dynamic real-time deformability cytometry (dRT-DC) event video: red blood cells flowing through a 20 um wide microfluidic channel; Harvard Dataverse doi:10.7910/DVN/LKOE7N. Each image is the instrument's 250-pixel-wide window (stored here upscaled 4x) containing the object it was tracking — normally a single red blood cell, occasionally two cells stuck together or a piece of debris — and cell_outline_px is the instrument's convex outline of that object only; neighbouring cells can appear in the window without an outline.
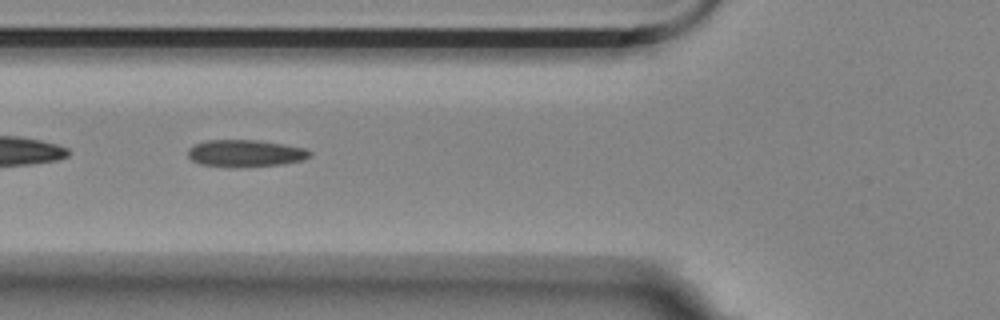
{"species": "Egyptian fruit bat (a non-hibernating species)", "species_latin": "Rousettus aegyptiacus", "temperature_condition": "room temperature", "stored_images_in_passage": 37, "camera_frame_rate_fps": 3000, "um_per_image_px": 0.085, "animal": {"sex": "female"}, "frame": {"image": 1, "passage_image": 5, "time_ms": 1.333, "image_size_px": [1000, 320], "cell_outline_px": [[312, 156], [304, 160], [284, 164], [244, 168], [236, 168], [200, 164], [192, 160], [188, 156], [188, 148], [196, 144], [208, 140], [256, 140], [304, 148], [312, 152]], "centroid_in_image_um": [20.87, 13.05], "position_along_channel_um": 104.9, "area_um2": 19.42}}
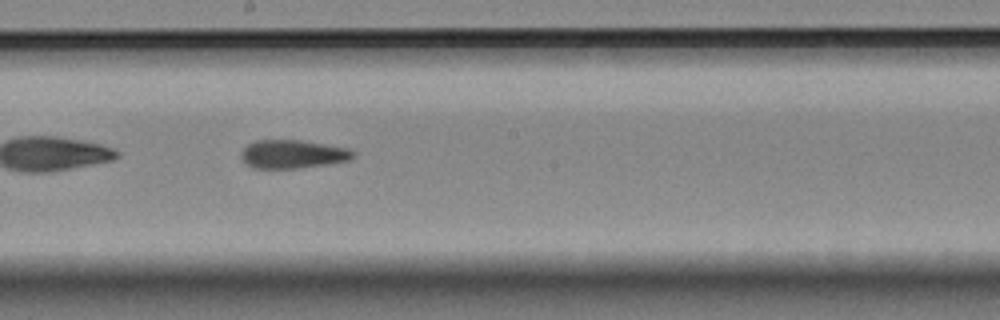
{"frame": {"image": 2, "passage_image": 15, "time_ms": 4.667, "image_size_px": [1000, 320], "cell_outline_px": [[356, 152], [348, 160], [300, 168], [252, 168], [244, 164], [240, 156], [240, 152], [248, 144], [256, 140], [296, 140], [348, 148]], "centroid_in_image_um": [24.8, 13.11], "position_along_channel_um": 223.4, "area_um2": 18.38}}
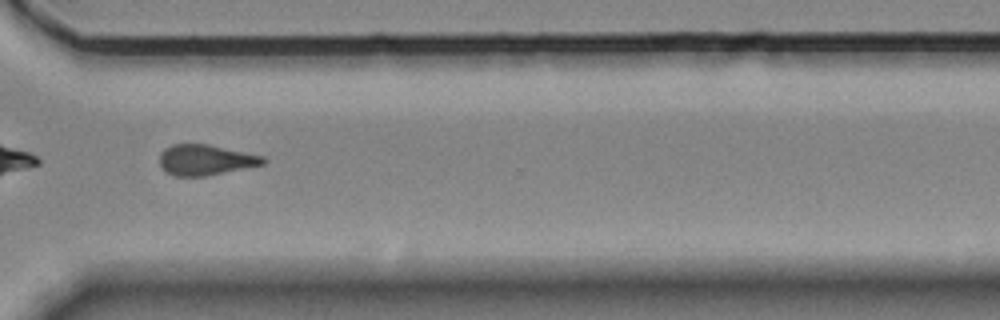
{"frame": {"image": 3, "passage_image": 26, "time_ms": 8.333, "image_size_px": [1000, 320], "cell_outline_px": [[268, 160], [264, 164], [204, 176], [172, 176], [164, 172], [160, 164], [160, 152], [164, 148], [172, 144], [208, 144], [264, 156]], "centroid_in_image_um": [17.44, 13.59], "position_along_channel_um": 353.2, "area_um2": 18.5}, "authors_computed_cell_mechanics": {"area_um2": 18.6694, "velocity_mm_per_s": 3.5365, "shape_relaxation_time_tau1_ms": null, "shape_relaxation_time_tau2_ms": 5.6249, "deformation_change_tau1": null, "deformation_change_tau2": 0.1362}}